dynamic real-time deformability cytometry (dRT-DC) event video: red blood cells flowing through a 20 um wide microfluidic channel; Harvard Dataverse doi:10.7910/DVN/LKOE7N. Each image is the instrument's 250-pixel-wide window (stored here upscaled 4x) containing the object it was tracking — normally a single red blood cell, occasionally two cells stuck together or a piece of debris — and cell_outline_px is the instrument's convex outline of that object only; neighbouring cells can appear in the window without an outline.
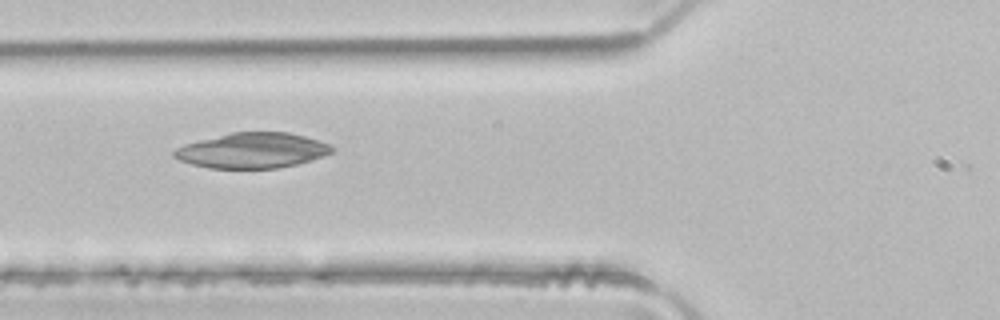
{"species": "common noctule bat (a hibernating species)", "species_latin": "Nyctalus noctula", "temperature_condition": "room temperature", "stored_images_in_passage": 4, "camera_frame_rate_fps": 3000, "um_per_image_px": 0.085, "animal": {"sex": "male", "body_mass_g": 21.5, "forearm_length_mm": 52.0}, "frame": {"image": 1, "passage_image": 4, "time_ms": 1.0, "image_size_px": [1000, 320], "cell_outline_px": [[336, 148], [332, 152], [324, 156], [296, 164], [276, 168], [208, 168], [192, 164], [180, 160], [172, 156], [172, 152], [176, 148], [184, 144], [232, 132], [288, 132], [304, 136], [332, 144]], "centroid_in_image_um": [21.46, 12.79], "position_along_channel_um": 104.3, "area_um2": 32.43}}